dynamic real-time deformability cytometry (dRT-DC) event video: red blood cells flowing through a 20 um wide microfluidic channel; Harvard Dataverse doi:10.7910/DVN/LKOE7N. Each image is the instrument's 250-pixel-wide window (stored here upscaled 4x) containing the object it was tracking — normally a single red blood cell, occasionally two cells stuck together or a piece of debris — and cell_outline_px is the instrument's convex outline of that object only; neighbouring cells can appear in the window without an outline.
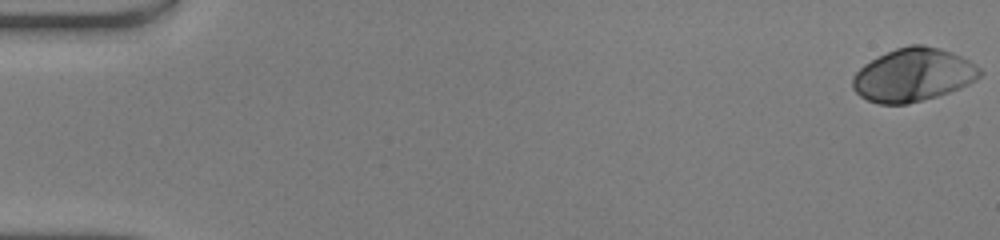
{"species": "human", "species_latin": "Homo sapiens", "temperature_condition": "warm", "stored_images_in_passage": 51, "camera_frame_rate_fps": 3000, "um_per_image_px": 0.085, "donor": {"sex": "male"}, "frame": {"image": 1, "passage_image": 1, "time_ms": 0.0, "image_size_px": [1000, 240], "cell_outline_px": [[984, 72], [976, 80], [960, 88], [936, 96], [908, 104], [880, 104], [868, 100], [860, 96], [852, 88], [852, 76], [864, 64], [896, 48], [908, 44], [924, 44], [940, 48], [952, 52], [968, 60], [980, 68]], "centroid_in_image_um": [77.62, 6.36], "position_along_channel_um": 7.4, "area_um2": 39.36}}
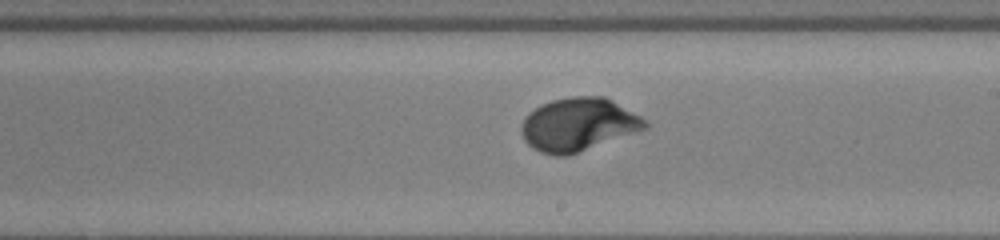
{"frame": {"image": 2, "passage_image": 30, "time_ms": 9.667, "image_size_px": [1000, 240], "cell_outline_px": [[648, 128], [568, 156], [556, 156], [540, 152], [532, 148], [524, 140], [520, 132], [520, 128], [528, 112], [540, 104], [552, 100], [572, 96], [604, 96], [612, 100], [648, 120]], "centroid_in_image_um": [49.15, 10.58], "position_along_channel_um": 239.9, "area_um2": 38.55}}
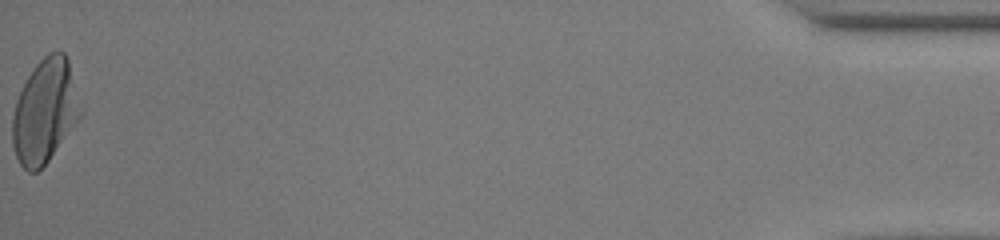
{"frame": {"image": 3, "passage_image": 51, "time_ms": 16.667, "image_size_px": [1000, 240], "cell_outline_px": [[80, 116], [48, 160], [36, 172], [28, 172], [20, 164], [16, 156], [12, 144], [12, 116], [16, 100], [32, 68], [48, 52], [64, 52], [68, 60], [80, 112]], "centroid_in_image_um": [3.75, 9.46], "position_along_channel_um": 431.4, "area_um2": 40.06}, "authors_computed_cell_mechanics": {"area_um2": 37.6278, "velocity_mm_per_s": 4.1334, "shape_relaxation_time_tau1_ms": 2.5954, "shape_relaxation_time_tau2_ms": null, "deformation_change_tau1": 0.193, "deformation_change_tau2": null}}